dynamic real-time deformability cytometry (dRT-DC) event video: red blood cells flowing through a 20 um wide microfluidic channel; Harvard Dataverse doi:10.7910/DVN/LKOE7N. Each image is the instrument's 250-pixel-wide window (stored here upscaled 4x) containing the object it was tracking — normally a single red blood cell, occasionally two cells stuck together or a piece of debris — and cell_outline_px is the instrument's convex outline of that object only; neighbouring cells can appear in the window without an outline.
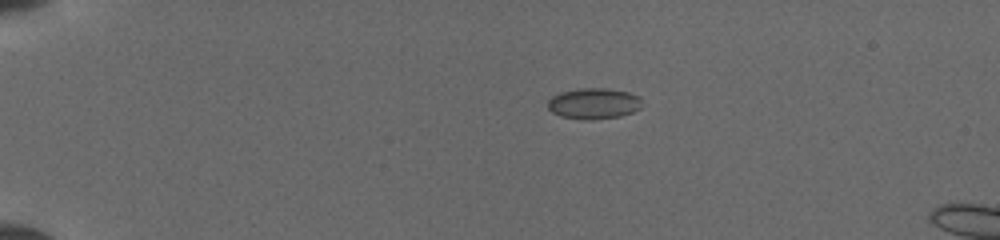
{"species": "common noctule bat (a hibernating species)", "species_latin": "Nyctalus noctula", "temperature_condition": "cold", "stored_images_in_passage": 6, "camera_frame_rate_fps": 3000, "um_per_image_px": 0.085, "animal": {"sex": "female", "body_mass_g": 19.5, "forearm_length_mm": 54.1}, "frame": {"image": 1, "passage_image": 1, "time_ms": 0.0, "image_size_px": [1000, 240], "cell_outline_px": [[640, 108], [632, 112], [620, 116], [592, 120], [580, 120], [560, 116], [552, 112], [548, 108], [548, 100], [552, 96], [560, 92], [580, 88], [604, 88], [628, 92], [640, 96]], "centroid_in_image_um": [50.44, 8.8], "position_along_channel_um": 34.6, "area_um2": 17.05}}